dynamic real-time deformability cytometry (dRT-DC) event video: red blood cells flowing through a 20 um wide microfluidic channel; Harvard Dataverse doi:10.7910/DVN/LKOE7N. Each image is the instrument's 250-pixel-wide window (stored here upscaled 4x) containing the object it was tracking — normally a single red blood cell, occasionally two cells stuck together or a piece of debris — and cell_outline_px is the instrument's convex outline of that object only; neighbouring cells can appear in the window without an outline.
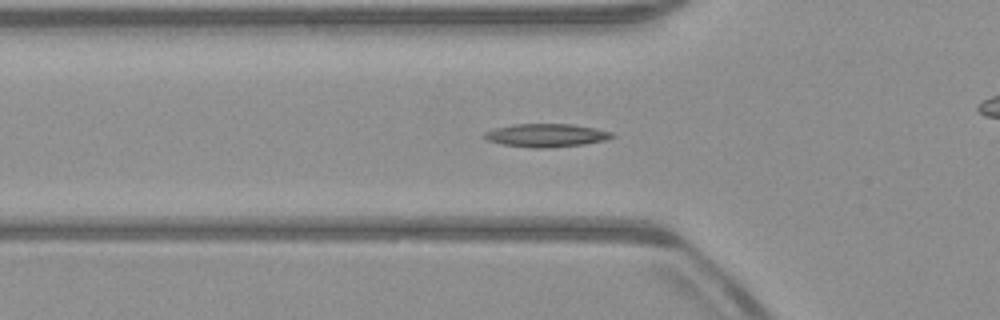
{"species": "common noctule bat (a hibernating species)", "species_latin": "Nyctalus noctula", "temperature_condition": "warm", "stored_images_in_passage": 52, "camera_frame_rate_fps": 3000, "um_per_image_px": 0.085, "animal": {"sex": "male", "body_mass_g": 23.1, "forearm_length_mm": 52.7}, "frame": {"image": 1, "passage_image": 17, "time_ms": 5.333, "image_size_px": [1000, 320], "cell_outline_px": [[616, 136], [604, 140], [584, 144], [544, 148], [532, 148], [504, 144], [488, 140], [480, 136], [484, 132], [496, 128], [512, 124], [572, 124], [596, 128], [612, 132]], "centroid_in_image_um": [46.42, 11.49], "position_along_channel_um": 79.4, "area_um2": 17.22}}
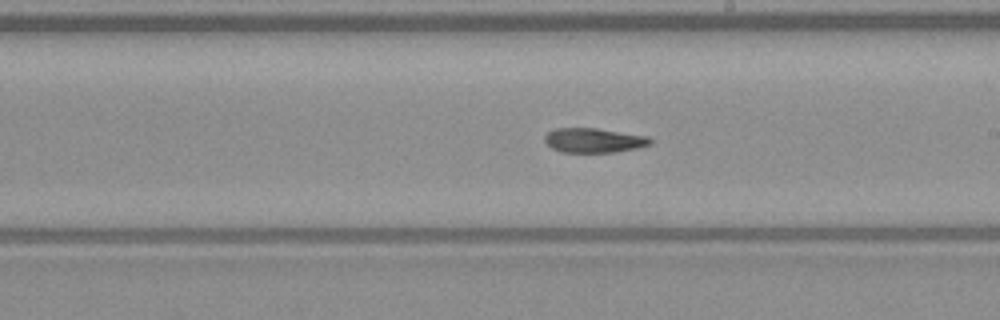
{"frame": {"image": 2, "passage_image": 29, "time_ms": 9.333, "image_size_px": [1000, 320], "cell_outline_px": [[652, 144], [636, 148], [612, 152], [560, 152], [552, 148], [544, 140], [544, 136], [548, 132], [556, 128], [596, 128], [648, 136], [652, 140]], "centroid_in_image_um": [50.47, 11.92], "position_along_channel_um": 238.5, "area_um2": 15.03}}
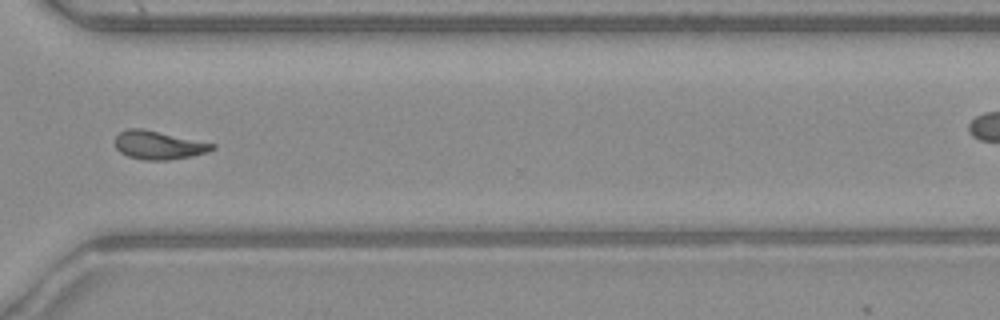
{"frame": {"image": 3, "passage_image": 38, "time_ms": 12.333, "image_size_px": [1000, 320], "cell_outline_px": [[216, 148], [208, 152], [192, 156], [168, 160], [144, 160], [128, 156], [120, 152], [116, 148], [116, 136], [120, 132], [128, 128], [140, 128], [216, 144]], "centroid_in_image_um": [13.49, 12.34], "position_along_channel_um": 357.1, "area_um2": 15.95}, "authors_computed_cell_mechanics": {"area_um2": 16.2129, "velocity_mm_per_s": 3.9534, "shape_relaxation_time_tau1_ms": null, "shape_relaxation_time_tau2_ms": 5.3389, "deformation_change_tau1": null, "deformation_change_tau2": 0.1285}}